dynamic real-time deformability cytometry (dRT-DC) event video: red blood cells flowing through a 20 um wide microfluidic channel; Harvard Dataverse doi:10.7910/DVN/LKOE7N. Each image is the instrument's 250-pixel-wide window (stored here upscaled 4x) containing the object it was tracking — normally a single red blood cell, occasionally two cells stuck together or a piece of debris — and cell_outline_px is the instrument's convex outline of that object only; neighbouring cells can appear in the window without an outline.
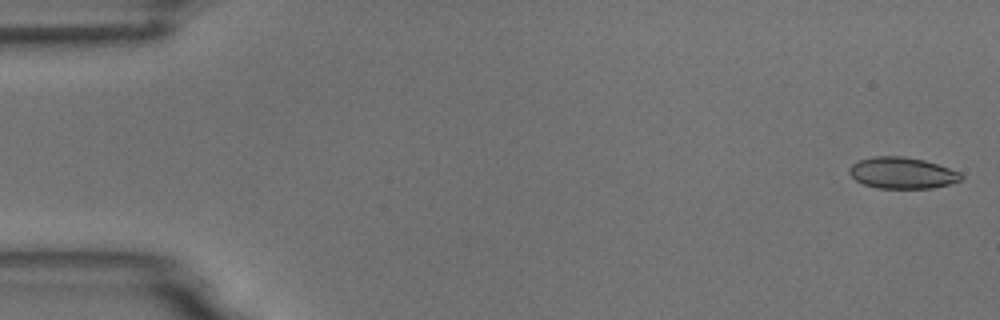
{"species": "common noctule bat (a hibernating species)", "species_latin": "Nyctalus noctula", "temperature_condition": "room temperature", "stored_images_in_passage": 58, "camera_frame_rate_fps": 3000, "um_per_image_px": 0.085, "animal": {"sex": "male", "body_mass_g": 18.8}, "frame": {"image": 1, "passage_image": 2, "time_ms": 0.333, "image_size_px": [1000, 320], "cell_outline_px": [[964, 176], [960, 180], [948, 184], [932, 188], [876, 188], [864, 184], [856, 180], [848, 172], [848, 168], [852, 164], [860, 160], [872, 156], [904, 156], [924, 160], [960, 172]], "centroid_in_image_um": [76.66, 14.7], "position_along_channel_um": 8.3, "area_um2": 20.35}}
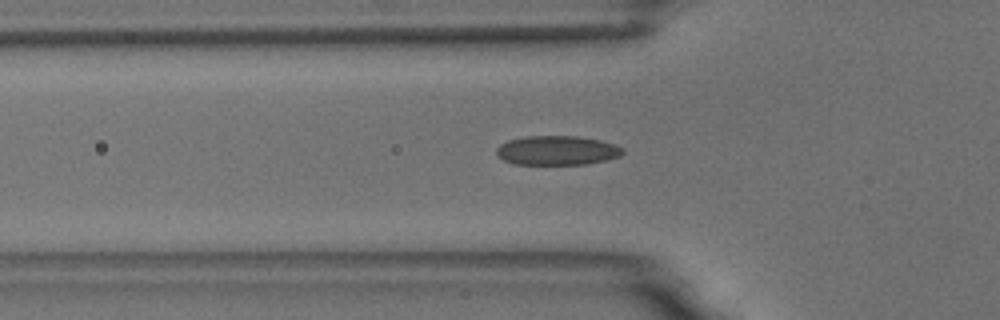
{"frame": {"image": 2, "passage_image": 20, "time_ms": 6.333, "image_size_px": [1000, 320], "cell_outline_px": [[624, 152], [620, 156], [588, 164], [512, 164], [496, 156], [496, 148], [500, 144], [508, 140], [524, 136], [576, 136], [600, 140], [616, 144], [624, 148]], "centroid_in_image_um": [47.33, 12.78], "position_along_channel_um": 78.5, "area_um2": 21.73}}
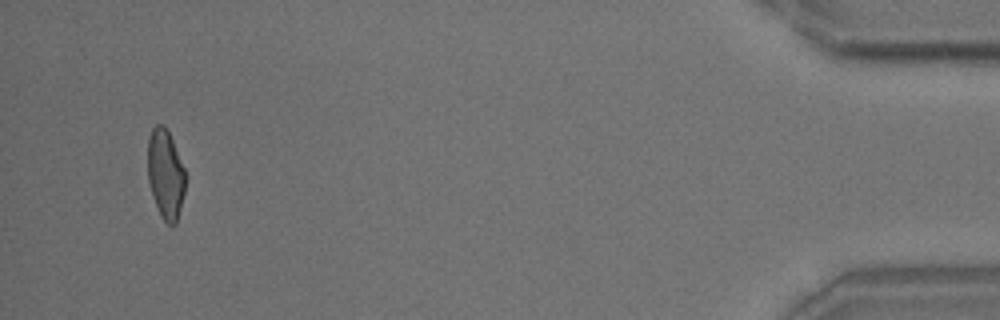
{"frame": {"image": 3, "passage_image": 56, "time_ms": 18.333, "image_size_px": [1000, 320], "cell_outline_px": [[188, 176], [176, 224], [168, 224], [160, 216], [152, 196], [148, 180], [148, 136], [152, 128], [156, 124], [164, 124], [172, 140]], "centroid_in_image_um": [14.07, 14.79], "position_along_channel_um": 421.1, "area_um2": 19.83}, "authors_computed_cell_mechanics": {"area_um2": 20.6635, "velocity_mm_per_s": 3.4939, "shape_relaxation_time_tau1_ms": 8.2513, "shape_relaxation_time_tau2_ms": 1.6045, "deformation_change_tau1": 0.1914, "deformation_change_tau2": 0.0665}}